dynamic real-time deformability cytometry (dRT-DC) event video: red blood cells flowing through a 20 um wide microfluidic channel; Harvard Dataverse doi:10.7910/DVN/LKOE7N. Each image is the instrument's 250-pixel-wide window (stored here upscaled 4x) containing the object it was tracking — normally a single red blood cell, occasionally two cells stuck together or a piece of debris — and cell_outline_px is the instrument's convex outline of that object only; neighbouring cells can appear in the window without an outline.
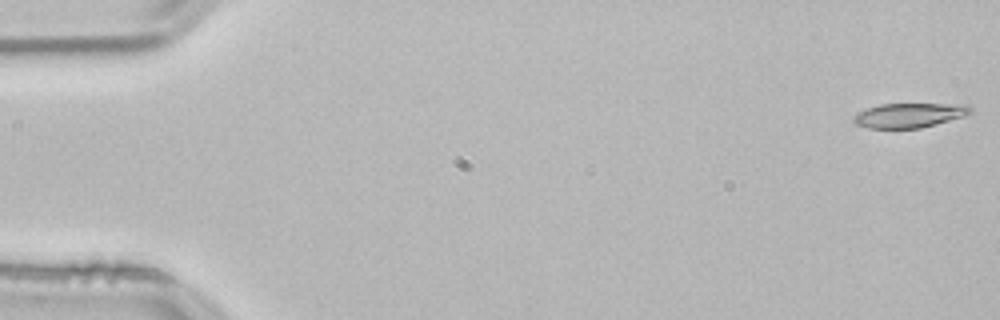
{"species": "common noctule bat (a hibernating species)", "species_latin": "Nyctalus noctula", "temperature_condition": "room temperature", "stored_images_in_passage": 17, "camera_frame_rate_fps": 3000, "um_per_image_px": 0.085, "animal": {"sex": "male", "body_mass_g": 21.5, "forearm_length_mm": 52.0}, "frame": {"image": 1, "passage_image": 1, "time_ms": 0.0, "image_size_px": [1000, 320], "cell_outline_px": [[972, 112], [964, 116], [920, 128], [868, 128], [856, 124], [852, 120], [852, 116], [868, 108], [880, 104], [968, 104], [972, 108]], "centroid_in_image_um": [77.29, 9.79], "position_along_channel_um": 7.7, "area_um2": 16.59}}
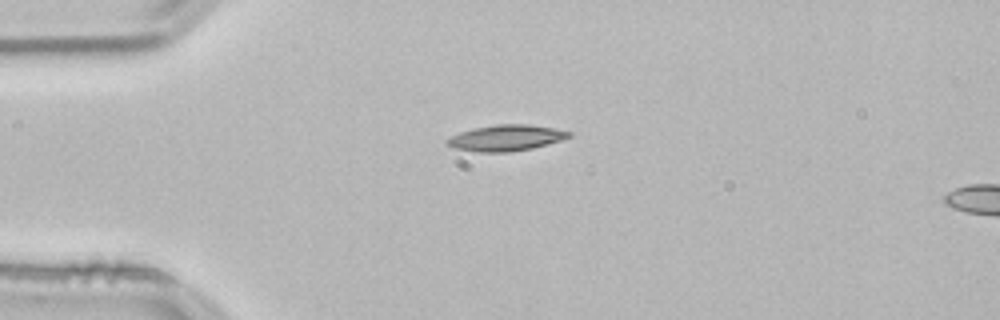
{"frame": {"image": 2, "passage_image": 13, "time_ms": 4.0, "image_size_px": [1000, 320], "cell_outline_px": [[572, 136], [564, 140], [532, 148], [508, 152], [476, 152], [456, 148], [448, 144], [444, 140], [460, 132], [472, 128], [496, 124], [528, 124], [552, 128], [572, 132]], "centroid_in_image_um": [43.03, 11.72], "position_along_channel_um": 42.0, "area_um2": 18.5}}